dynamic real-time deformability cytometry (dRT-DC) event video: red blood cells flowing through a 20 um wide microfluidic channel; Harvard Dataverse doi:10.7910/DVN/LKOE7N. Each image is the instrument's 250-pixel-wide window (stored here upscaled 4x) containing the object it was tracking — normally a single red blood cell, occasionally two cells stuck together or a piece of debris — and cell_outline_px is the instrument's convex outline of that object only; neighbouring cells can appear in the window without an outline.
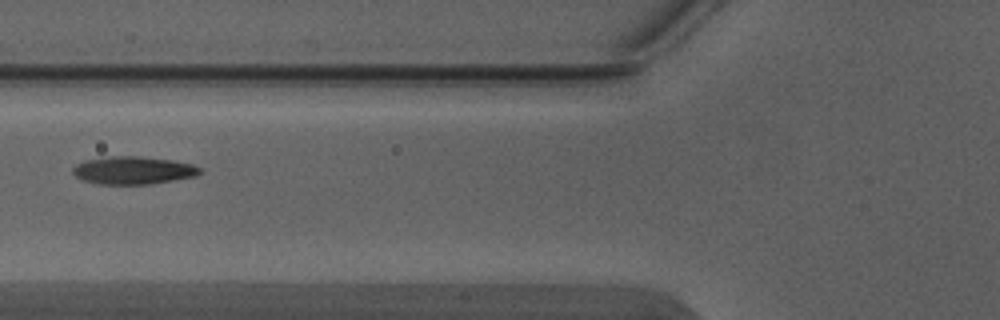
{"species": "Egyptian fruit bat (a non-hibernating species)", "species_latin": "Rousettus aegyptiacus", "temperature_condition": "warm", "stored_images_in_passage": 6, "camera_frame_rate_fps": 3000, "um_per_image_px": 0.085, "animal": {"sex": "male"}, "frame": {"image": 1, "passage_image": 5, "time_ms": 1.333, "image_size_px": [1000, 320], "cell_outline_px": [[200, 172], [196, 176], [152, 184], [100, 184], [84, 180], [76, 176], [72, 172], [72, 168], [76, 164], [84, 160], [112, 156], [140, 156], [172, 160], [192, 164], [200, 168]], "centroid_in_image_um": [11.31, 14.47], "position_along_channel_um": 114.5, "area_um2": 20.52}}
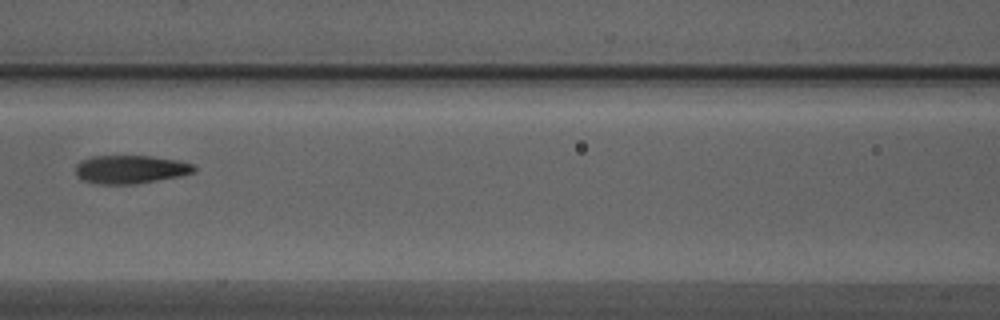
{"frame": {"image": 2, "passage_image": 6, "time_ms": 1.667, "image_size_px": [1000, 320], "cell_outline_px": [[196, 172], [180, 176], [136, 184], [100, 184], [84, 180], [76, 176], [76, 164], [80, 160], [92, 156], [152, 156], [176, 160], [192, 164], [196, 168]], "centroid_in_image_um": [11.08, 14.39], "position_along_channel_um": 155.5, "area_um2": 19.59}}